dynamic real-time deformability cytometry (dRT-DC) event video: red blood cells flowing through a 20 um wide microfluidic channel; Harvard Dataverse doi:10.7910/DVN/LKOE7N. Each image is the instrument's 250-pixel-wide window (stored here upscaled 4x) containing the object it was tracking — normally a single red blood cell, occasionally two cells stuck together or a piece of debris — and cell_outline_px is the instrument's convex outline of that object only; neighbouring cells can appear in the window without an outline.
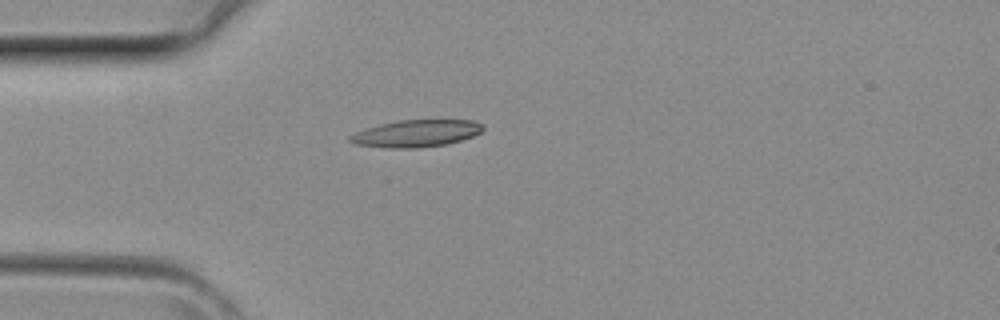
{"species": "common noctule bat (a hibernating species)", "species_latin": "Nyctalus noctula", "temperature_condition": "room temperature", "stored_images_in_passage": 2, "camera_frame_rate_fps": 3000, "um_per_image_px": 0.085, "animal": {"sex": "female", "body_mass_g": 29.2, "forearm_length_mm": 56.3}, "frame": {"image": 1, "passage_image": 2, "time_ms": 0.333, "image_size_px": [1000, 320], "cell_outline_px": [[484, 128], [480, 132], [472, 136], [448, 144], [420, 148], [392, 148], [356, 144], [348, 140], [348, 136], [356, 132], [380, 124], [400, 120], [472, 120], [480, 124]], "centroid_in_image_um": [35.37, 11.34], "position_along_channel_um": 49.6, "area_um2": 20.75}}